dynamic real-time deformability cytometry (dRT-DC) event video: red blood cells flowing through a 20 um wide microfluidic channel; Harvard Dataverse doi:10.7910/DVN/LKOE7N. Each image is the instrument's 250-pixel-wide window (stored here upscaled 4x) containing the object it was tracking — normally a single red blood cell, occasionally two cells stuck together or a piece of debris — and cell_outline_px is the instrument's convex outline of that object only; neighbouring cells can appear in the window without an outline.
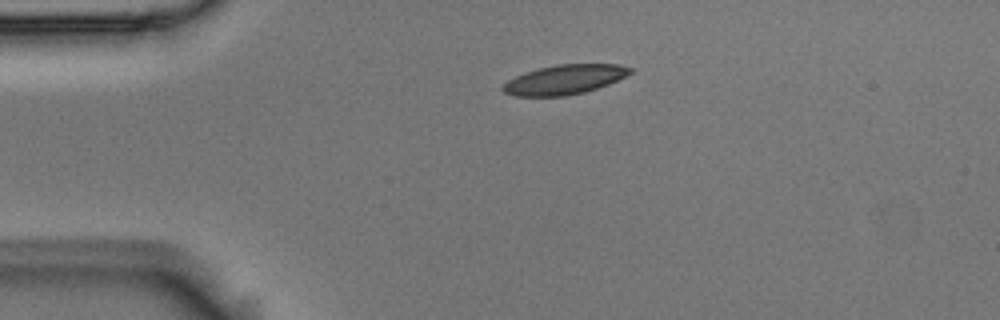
{"species": "Egyptian fruit bat (a non-hibernating species)", "species_latin": "Rousettus aegyptiacus", "temperature_condition": "room temperature", "stored_images_in_passage": 2, "camera_frame_rate_fps": 3000, "um_per_image_px": 0.085, "animal": {"sex": "male"}, "frame": {"image": 1, "passage_image": 1, "time_ms": 0.0, "image_size_px": [1000, 320], "cell_outline_px": [[632, 72], [608, 84], [584, 92], [564, 96], [516, 96], [504, 92], [500, 88], [508, 80], [516, 76], [540, 68], [556, 64], [620, 64], [632, 68]], "centroid_in_image_um": [47.98, 6.76], "position_along_channel_um": 37.0, "area_um2": 21.62}}